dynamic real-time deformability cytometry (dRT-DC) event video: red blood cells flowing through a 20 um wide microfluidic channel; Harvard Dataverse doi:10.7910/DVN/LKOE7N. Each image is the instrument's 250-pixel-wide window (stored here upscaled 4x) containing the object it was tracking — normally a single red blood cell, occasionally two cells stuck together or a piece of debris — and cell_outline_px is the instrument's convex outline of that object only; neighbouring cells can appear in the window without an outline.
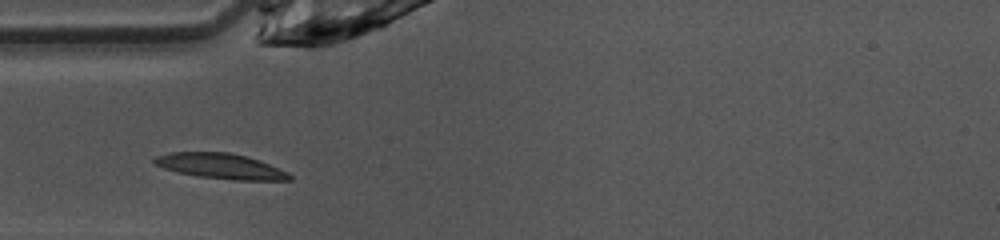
{"species": "common noctule bat (a hibernating species)", "species_latin": "Nyctalus noctula", "temperature_condition": "warm", "stored_images_in_passage": 3, "camera_frame_rate_fps": 3000, "um_per_image_px": 0.085, "animal": {"sex": "female", "body_mass_g": 10.0, "forearm_length_mm": 53.1}, "frame": {"image": 1, "passage_image": 1, "time_ms": 0.0, "image_size_px": [1000, 240], "cell_outline_px": [[292, 180], [236, 180], [200, 176], [176, 172], [164, 168], [156, 164], [152, 160], [156, 156], [172, 152], [228, 152], [248, 156], [260, 160], [288, 172], [292, 176]], "centroid_in_image_um": [18.79, 14.11], "position_along_channel_um": 66.2, "area_um2": 19.88}}